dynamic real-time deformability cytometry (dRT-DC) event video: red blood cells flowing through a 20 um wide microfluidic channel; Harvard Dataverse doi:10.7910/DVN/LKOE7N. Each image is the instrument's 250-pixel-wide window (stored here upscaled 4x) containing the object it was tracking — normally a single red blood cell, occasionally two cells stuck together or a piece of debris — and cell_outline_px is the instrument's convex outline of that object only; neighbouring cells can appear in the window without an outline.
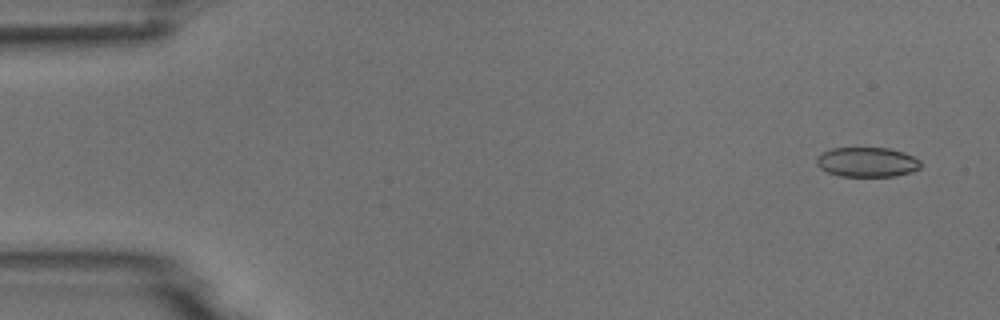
{"species": "common noctule bat (a hibernating species)", "species_latin": "Nyctalus noctula", "temperature_condition": "room temperature", "stored_images_in_passage": 6, "camera_frame_rate_fps": 3000, "um_per_image_px": 0.085, "animal": {"sex": "male", "body_mass_g": 18.8}, "frame": {"image": 1, "passage_image": 1, "time_ms": 0.0, "image_size_px": [1000, 320], "cell_outline_px": [[920, 168], [912, 172], [896, 176], [840, 176], [828, 172], [820, 168], [816, 164], [816, 156], [832, 148], [888, 148], [904, 152], [920, 160]], "centroid_in_image_um": [73.7, 13.78], "position_along_channel_um": 11.3, "area_um2": 18.03}}
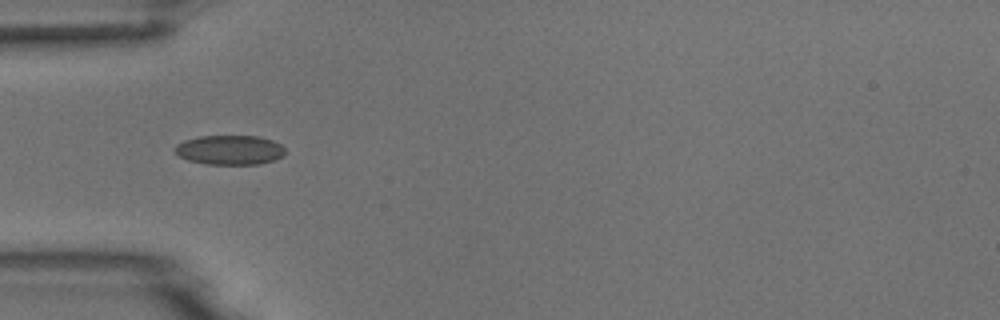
{"frame": {"image": 2, "passage_image": 4, "time_ms": 4.667, "image_size_px": [1000, 320], "cell_outline_px": [[284, 156], [260, 164], [204, 164], [188, 160], [180, 156], [176, 152], [176, 144], [184, 140], [200, 136], [260, 136], [272, 140], [280, 144], [284, 148]], "centroid_in_image_um": [19.54, 12.74], "position_along_channel_um": 65.5, "area_um2": 18.9}}